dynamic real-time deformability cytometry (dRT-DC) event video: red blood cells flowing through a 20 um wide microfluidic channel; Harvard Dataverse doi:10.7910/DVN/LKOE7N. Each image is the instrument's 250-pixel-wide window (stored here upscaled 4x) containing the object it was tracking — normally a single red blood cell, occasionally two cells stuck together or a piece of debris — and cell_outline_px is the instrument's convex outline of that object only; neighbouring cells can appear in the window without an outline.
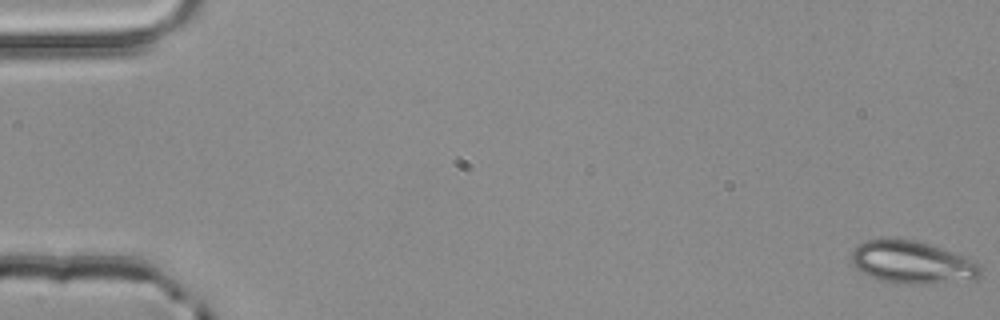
{"species": "common noctule bat (a hibernating species)", "species_latin": "Nyctalus noctula", "temperature_condition": "room temperature", "stored_images_in_passage": 4, "camera_frame_rate_fps": 3000, "um_per_image_px": 0.085, "animal": {"sex": "male", "body_mass_g": 20.4}, "frame": {"image": 1, "passage_image": 1, "time_ms": 0.0, "image_size_px": [1000, 320], "cell_outline_px": [[980, 276], [972, 280], [928, 284], [896, 284], [876, 280], [868, 276], [856, 268], [852, 264], [852, 252], [864, 240], [880, 236], [916, 240], [964, 256], [980, 264]], "centroid_in_image_um": [77.49, 22.3], "position_along_channel_um": 7.5, "area_um2": 32.66}}